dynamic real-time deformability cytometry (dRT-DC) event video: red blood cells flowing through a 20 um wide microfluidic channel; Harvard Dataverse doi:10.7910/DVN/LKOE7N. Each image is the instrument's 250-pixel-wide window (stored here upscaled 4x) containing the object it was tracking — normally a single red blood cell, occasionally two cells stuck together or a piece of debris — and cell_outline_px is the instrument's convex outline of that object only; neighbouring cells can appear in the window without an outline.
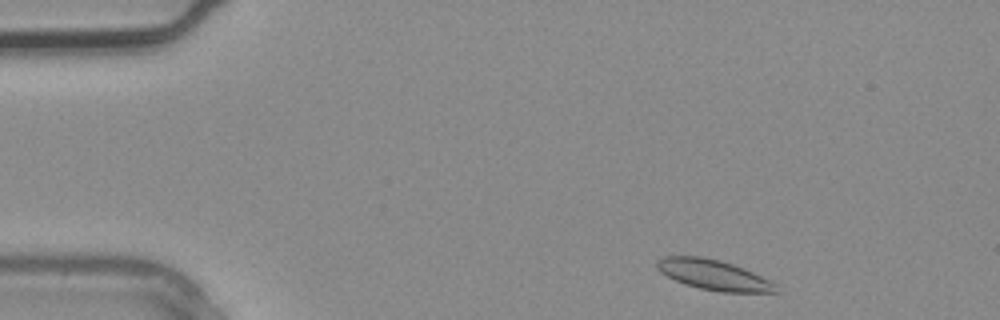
{"species": "common noctule bat (a hibernating species)", "species_latin": "Nyctalus noctula", "temperature_condition": "warm", "stored_images_in_passage": 2, "camera_frame_rate_fps": 3000, "um_per_image_px": 0.085, "animal": {"sex": "male", "body_mass_g": 20.4}, "frame": {"image": 1, "passage_image": 1, "time_ms": 0.0, "image_size_px": [1000, 320], "cell_outline_px": [[780, 292], [720, 292], [700, 288], [684, 284], [660, 272], [656, 268], [656, 260], [664, 256], [704, 256], [720, 260], [744, 268], [776, 284]], "centroid_in_image_um": [60.63, 23.35], "position_along_channel_um": 24.4, "area_um2": 20.92}}